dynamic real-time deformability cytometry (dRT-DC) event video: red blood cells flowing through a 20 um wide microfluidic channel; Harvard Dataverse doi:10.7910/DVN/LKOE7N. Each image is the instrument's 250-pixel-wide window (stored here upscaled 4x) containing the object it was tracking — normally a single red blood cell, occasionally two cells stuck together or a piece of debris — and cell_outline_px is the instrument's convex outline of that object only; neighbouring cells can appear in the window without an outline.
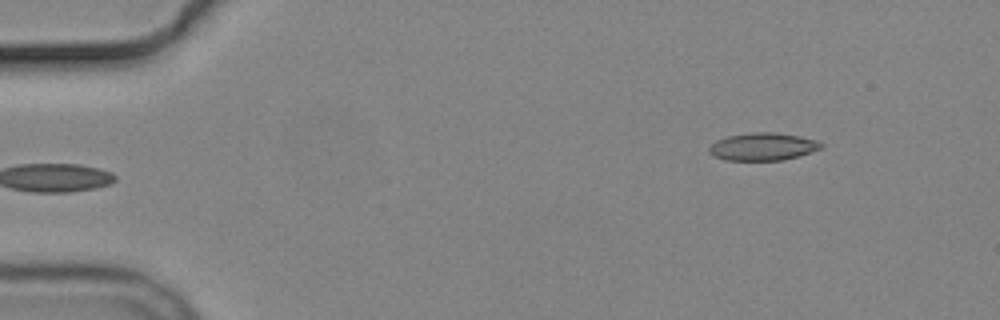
{"species": "common noctule bat (a hibernating species)", "species_latin": "Nyctalus noctula", "temperature_condition": "cold", "stored_images_in_passage": 5, "camera_frame_rate_fps": 3000, "um_per_image_px": 0.085, "animal": {"sex": "male", "body_mass_g": 19.2, "forearm_length_mm": 51.8}, "frame": {"image": 1, "passage_image": 5, "time_ms": 5.333, "image_size_px": [1000, 320], "cell_outline_px": [[824, 144], [820, 148], [784, 160], [724, 160], [712, 156], [708, 152], [708, 148], [716, 140], [728, 136], [752, 132], [776, 132], [816, 140]], "centroid_in_image_um": [64.77, 12.46], "position_along_channel_um": 20.2, "area_um2": 17.86}}